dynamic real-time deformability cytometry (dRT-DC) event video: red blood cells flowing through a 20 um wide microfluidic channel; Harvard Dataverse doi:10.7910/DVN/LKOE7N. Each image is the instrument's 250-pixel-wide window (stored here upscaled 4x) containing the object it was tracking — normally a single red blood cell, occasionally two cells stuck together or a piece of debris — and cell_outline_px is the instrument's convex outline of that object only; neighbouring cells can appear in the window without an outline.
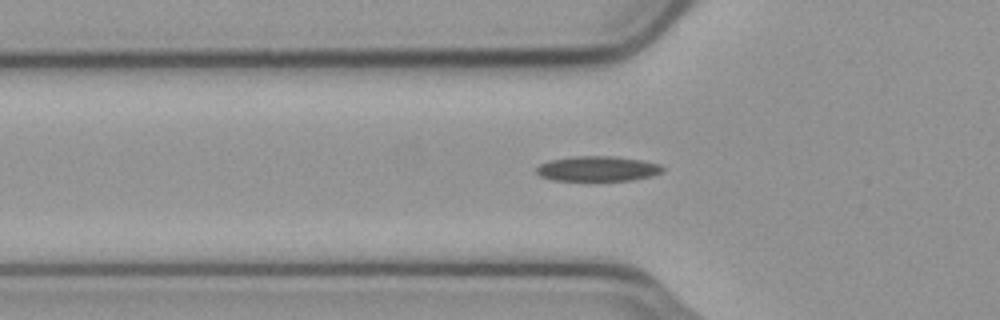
{"species": "common noctule bat (a hibernating species)", "species_latin": "Nyctalus noctula", "temperature_condition": "cold", "stored_images_in_passage": 56, "segment_of_instrument_passage": [1, 2], "camera_frame_rate_fps": 3000, "um_per_image_px": 0.085, "animal": {"sex": "male", "body_mass_g": 23.1, "forearm_length_mm": 52.7}, "frame": {"image": 1, "passage_image": 18, "time_ms": 5.667, "image_size_px": [1000, 320], "cell_outline_px": [[664, 172], [652, 176], [632, 180], [552, 180], [540, 176], [536, 172], [536, 168], [540, 164], [552, 160], [576, 156], [612, 156], [640, 160], [660, 164], [664, 168]], "centroid_in_image_um": [50.83, 14.34], "position_along_channel_um": 75.0, "area_um2": 18.32}}
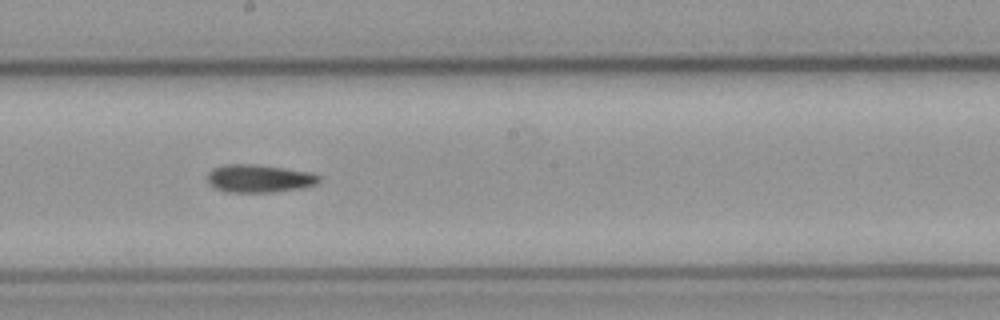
{"frame": {"image": 2, "passage_image": 30, "time_ms": 9.667, "image_size_px": [1000, 320], "cell_outline_px": [[320, 180], [316, 184], [300, 188], [272, 192], [224, 192], [208, 184], [208, 172], [212, 168], [228, 164], [252, 164], [284, 168], [308, 172], [320, 176]], "centroid_in_image_um": [21.98, 15.17], "position_along_channel_um": 226.2, "area_um2": 18.03}}
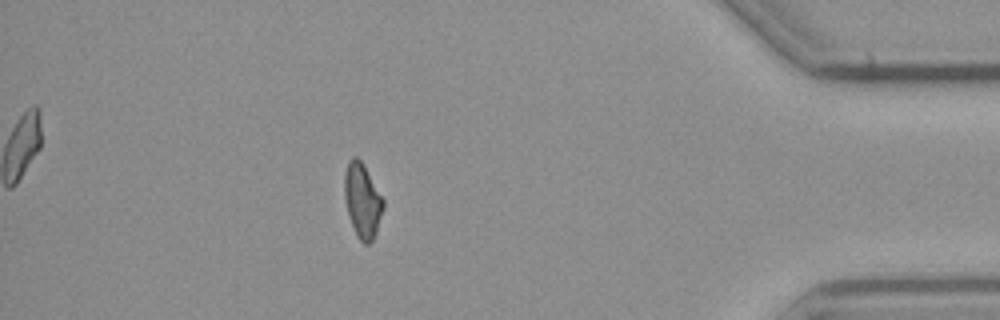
{"frame": {"image": 3, "passage_image": 48, "time_ms": 15.667, "image_size_px": [1000, 320], "cell_outline_px": [[384, 208], [376, 232], [372, 240], [368, 244], [364, 244], [356, 236], [348, 216], [344, 196], [344, 176], [348, 160], [352, 156], [356, 156], [360, 160], [384, 200]], "centroid_in_image_um": [30.78, 17.06], "position_along_channel_um": 404.4, "area_um2": 16.76}}